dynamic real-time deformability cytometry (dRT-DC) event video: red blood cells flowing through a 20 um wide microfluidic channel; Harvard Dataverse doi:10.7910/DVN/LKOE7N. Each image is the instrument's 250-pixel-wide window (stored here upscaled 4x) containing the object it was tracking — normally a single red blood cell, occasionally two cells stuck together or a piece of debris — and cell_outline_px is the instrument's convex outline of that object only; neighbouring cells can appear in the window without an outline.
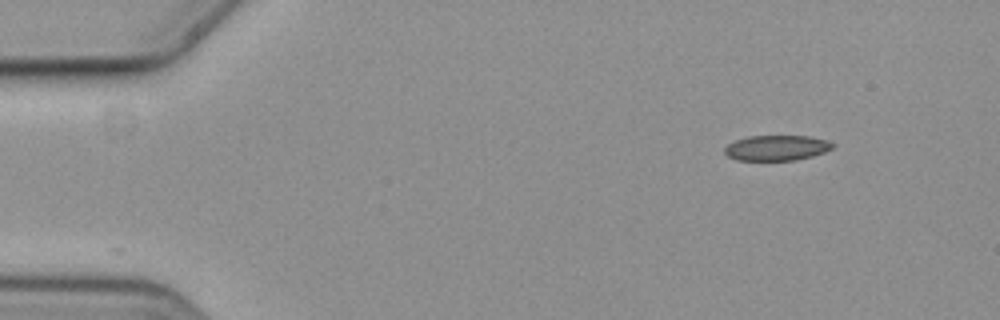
{"species": "common noctule bat (a hibernating species)", "species_latin": "Nyctalus noctula", "temperature_condition": "cold", "stored_images_in_passage": 52, "camera_frame_rate_fps": 3000, "um_per_image_px": 0.085, "animal": {"sex": "female", "body_mass_g": 19.3, "forearm_length_mm": 54.1}, "frame": {"image": 1, "passage_image": 1, "time_ms": 0.0, "image_size_px": [1000, 320], "cell_outline_px": [[836, 144], [832, 148], [824, 152], [812, 156], [796, 160], [736, 160], [728, 156], [724, 152], [724, 148], [728, 144], [736, 140], [748, 136], [808, 136], [828, 140]], "centroid_in_image_um": [66.02, 12.57], "position_along_channel_um": 19.0, "area_um2": 15.95}}
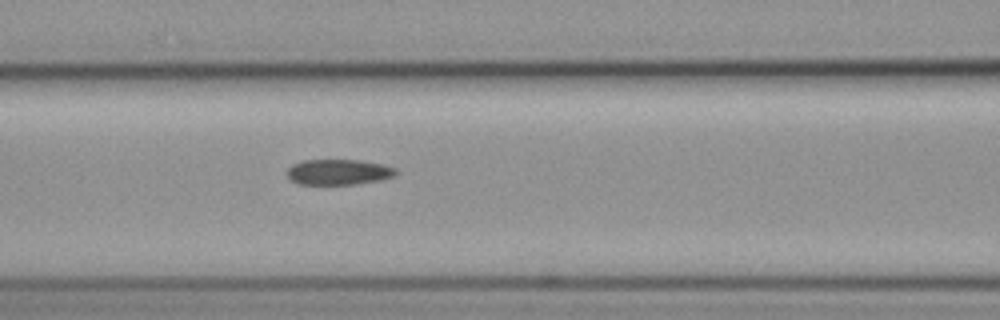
{"frame": {"image": 2, "passage_image": 19, "time_ms": 6.0, "image_size_px": [1000, 320], "cell_outline_px": [[396, 172], [392, 176], [380, 180], [356, 184], [300, 184], [292, 180], [284, 172], [292, 164], [304, 160], [360, 160], [384, 164], [396, 168]], "centroid_in_image_um": [28.75, 14.61], "position_along_channel_um": 137.8, "area_um2": 16.18}}
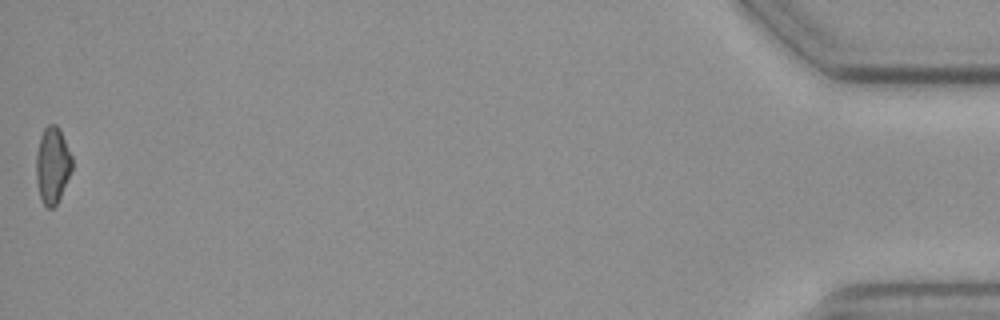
{"frame": {"image": 3, "passage_image": 52, "time_ms": 17.0, "image_size_px": [1000, 320], "cell_outline_px": [[72, 168], [60, 196], [56, 204], [52, 208], [48, 208], [40, 200], [36, 180], [36, 152], [40, 136], [44, 128], [48, 124], [56, 124], [60, 128], [72, 156]], "centroid_in_image_um": [4.44, 14.01], "position_along_channel_um": 430.8, "area_um2": 16.07}}